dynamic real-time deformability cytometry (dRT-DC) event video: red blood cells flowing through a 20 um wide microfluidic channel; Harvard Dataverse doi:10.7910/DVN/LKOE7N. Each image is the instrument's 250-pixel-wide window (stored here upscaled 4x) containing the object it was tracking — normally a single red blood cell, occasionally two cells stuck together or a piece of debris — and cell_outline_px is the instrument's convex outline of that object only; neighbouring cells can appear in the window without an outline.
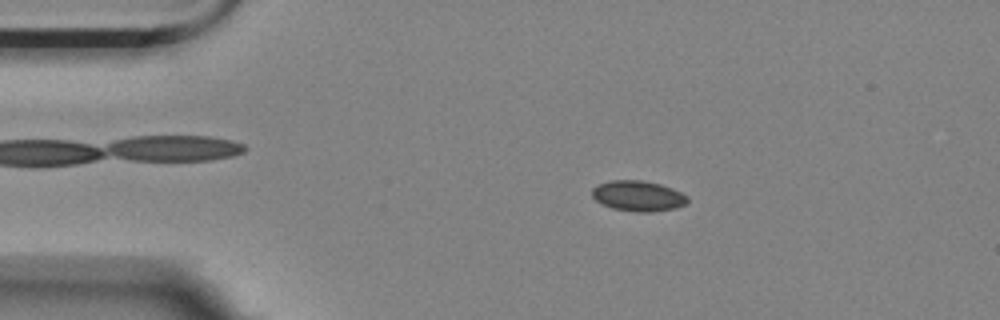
{"species": "Egyptian fruit bat (a non-hibernating species)", "species_latin": "Rousettus aegyptiacus", "temperature_condition": "room temperature", "stored_images_in_passage": 52, "camera_frame_rate_fps": 3000, "um_per_image_px": 0.085, "animal": {"sex": "female"}, "frame": {"image": 1, "passage_image": 10, "time_ms": 3.0, "image_size_px": [1000, 320], "cell_outline_px": [[688, 200], [684, 204], [676, 208], [652, 212], [636, 212], [612, 208], [596, 200], [592, 196], [592, 188], [608, 180], [644, 180], [660, 184], [672, 188], [688, 196]], "centroid_in_image_um": [54.24, 16.65], "position_along_channel_um": 30.8, "area_um2": 16.94}}
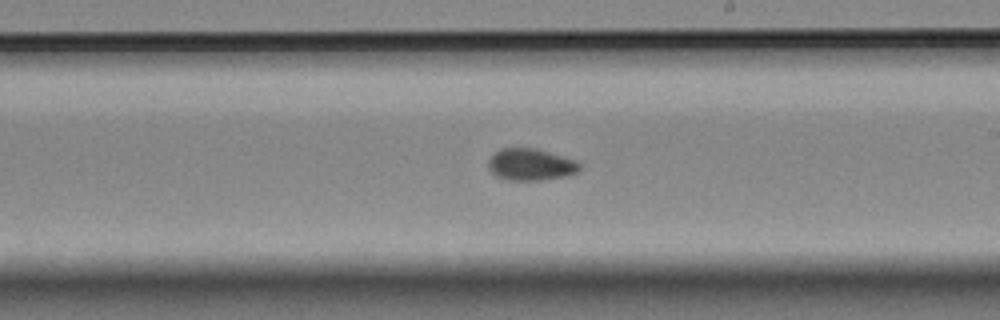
{"frame": {"image": 2, "passage_image": 32, "time_ms": 10.333, "image_size_px": [1000, 320], "cell_outline_px": [[580, 168], [576, 172], [568, 176], [540, 180], [508, 180], [496, 176], [488, 168], [488, 160], [500, 148], [536, 148], [576, 160], [580, 164]], "centroid_in_image_um": [45.11, 13.99], "position_along_channel_um": 243.9, "area_um2": 16.94}}
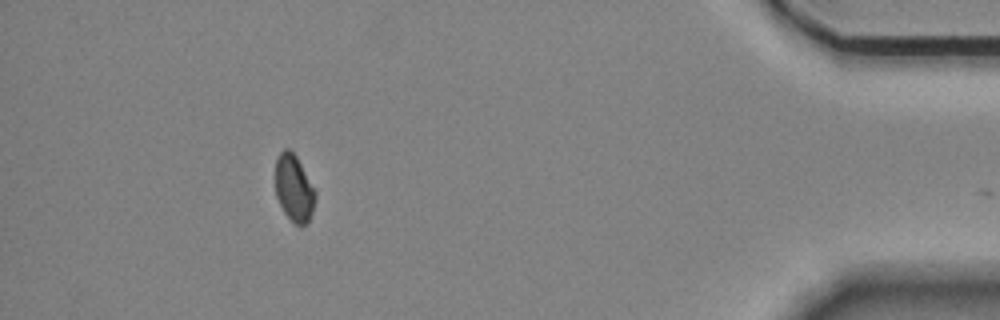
{"frame": {"image": 3, "passage_image": 51, "time_ms": 16.667, "image_size_px": [1000, 320], "cell_outline_px": [[316, 196], [312, 212], [308, 220], [304, 224], [296, 224], [284, 212], [276, 196], [276, 156], [284, 148], [288, 148], [296, 156], [316, 192]], "centroid_in_image_um": [24.98, 15.96], "position_along_channel_um": 410.2, "area_um2": 15.2}}